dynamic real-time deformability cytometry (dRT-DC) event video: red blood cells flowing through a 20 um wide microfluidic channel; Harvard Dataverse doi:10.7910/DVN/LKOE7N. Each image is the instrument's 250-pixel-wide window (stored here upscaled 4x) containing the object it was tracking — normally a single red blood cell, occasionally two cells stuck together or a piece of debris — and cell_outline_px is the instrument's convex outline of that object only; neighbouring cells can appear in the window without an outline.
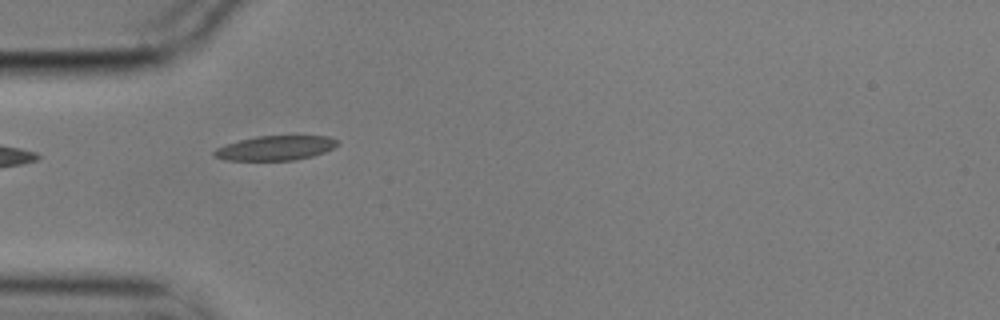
{"species": "common noctule bat (a hibernating species)", "species_latin": "Nyctalus noctula", "temperature_condition": "cold", "stored_images_in_passage": 2, "camera_frame_rate_fps": 3000, "um_per_image_px": 0.085, "animal": {"sex": "male", "body_mass_g": 17.9}, "frame": {"image": 1, "passage_image": 1, "time_ms": 0.0, "image_size_px": [1000, 320], "cell_outline_px": [[340, 144], [324, 152], [312, 156], [296, 160], [224, 160], [212, 156], [212, 152], [216, 148], [224, 144], [256, 136], [328, 136], [336, 140]], "centroid_in_image_um": [23.37, 12.58], "position_along_channel_um": 61.6, "area_um2": 17.69}}
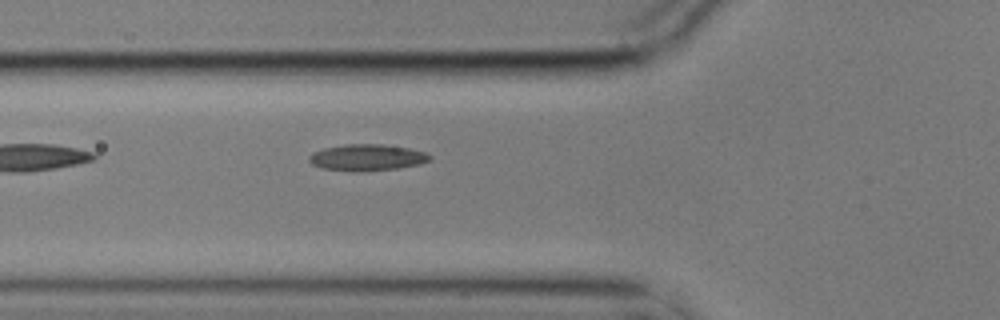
{"frame": {"image": 2, "passage_image": 2, "time_ms": 0.333, "image_size_px": [1000, 320], "cell_outline_px": [[432, 160], [420, 164], [396, 168], [324, 168], [312, 164], [308, 160], [308, 156], [312, 152], [324, 148], [344, 144], [384, 144], [408, 148], [424, 152], [432, 156]], "centroid_in_image_um": [31.23, 13.32], "position_along_channel_um": 94.6, "area_um2": 17.57}}